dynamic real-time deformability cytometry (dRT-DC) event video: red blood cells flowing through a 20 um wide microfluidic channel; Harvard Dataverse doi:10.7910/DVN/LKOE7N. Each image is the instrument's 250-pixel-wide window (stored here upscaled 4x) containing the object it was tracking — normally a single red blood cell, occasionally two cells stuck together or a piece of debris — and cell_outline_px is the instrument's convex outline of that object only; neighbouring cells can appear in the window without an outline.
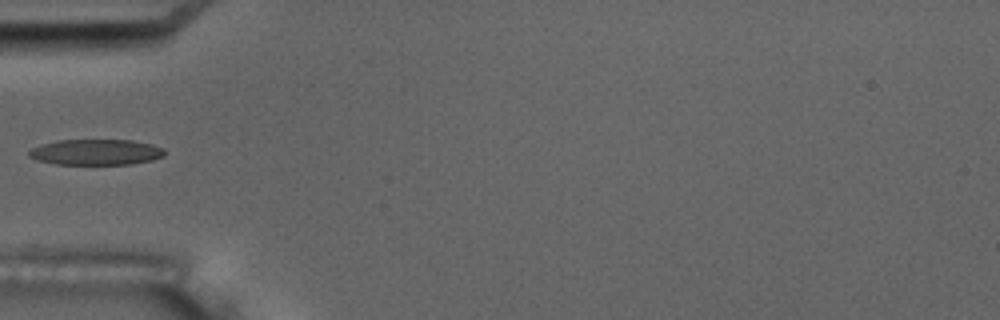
{"species": "common noctule bat (a hibernating species)", "species_latin": "Nyctalus noctula", "temperature_condition": "room temperature", "stored_images_in_passage": 5, "camera_frame_rate_fps": 3000, "um_per_image_px": 0.085, "animal": {"sex": "male", "body_mass_g": 17.5, "forearm_length_mm": 52.3}, "frame": {"image": 1, "passage_image": 4, "time_ms": 3.333, "image_size_px": [1000, 320], "cell_outline_px": [[164, 156], [152, 160], [132, 164], [56, 164], [36, 160], [28, 156], [28, 152], [32, 148], [40, 144], [56, 140], [132, 140], [152, 144], [164, 148]], "centroid_in_image_um": [8.14, 12.93], "position_along_channel_um": 76.9, "area_um2": 20.46}}